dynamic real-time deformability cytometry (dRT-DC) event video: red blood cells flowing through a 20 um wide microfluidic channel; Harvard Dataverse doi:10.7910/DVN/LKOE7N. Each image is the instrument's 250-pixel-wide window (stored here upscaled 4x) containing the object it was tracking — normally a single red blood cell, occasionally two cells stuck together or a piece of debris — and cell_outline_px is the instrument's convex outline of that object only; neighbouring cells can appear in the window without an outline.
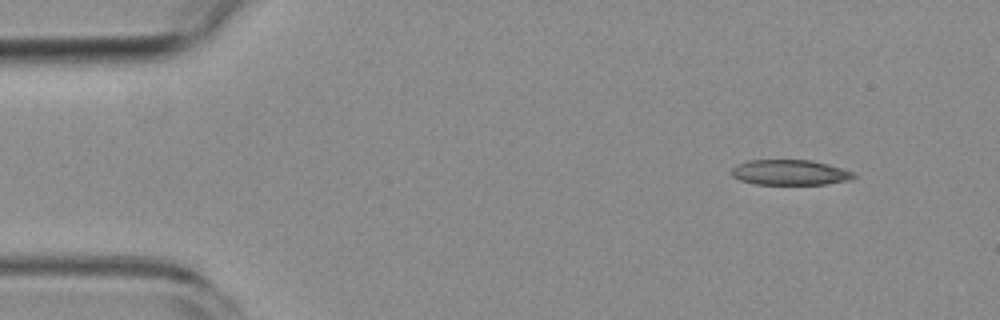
{"species": "common noctule bat (a hibernating species)", "species_latin": "Nyctalus noctula", "temperature_condition": "room temperature", "stored_images_in_passage": 4, "camera_frame_rate_fps": 3000, "um_per_image_px": 0.085, "animal": {"sex": "female", "body_mass_g": 19.3, "forearm_length_mm": 54.1}, "frame": {"image": 1, "passage_image": 1, "time_ms": 0.0, "image_size_px": [1000, 320], "cell_outline_px": [[856, 176], [848, 180], [824, 184], [752, 184], [740, 180], [732, 176], [728, 172], [732, 168], [748, 160], [812, 160], [828, 164], [856, 172]], "centroid_in_image_um": [67.13, 14.66], "position_along_channel_um": 17.9, "area_um2": 18.09}}
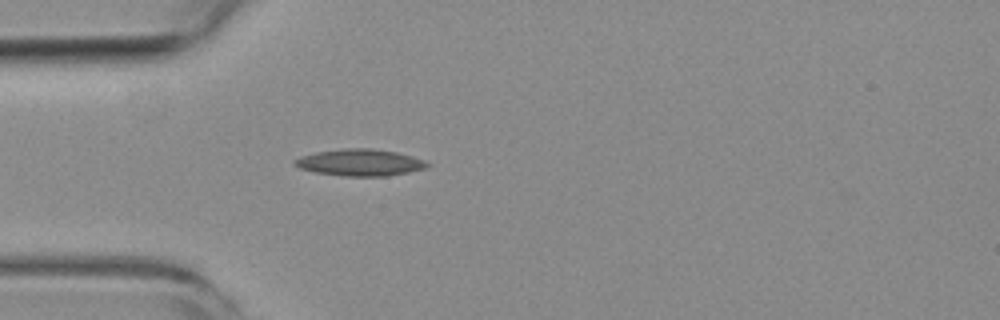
{"frame": {"image": 2, "passage_image": 4, "time_ms": 3.333, "image_size_px": [1000, 320], "cell_outline_px": [[432, 164], [424, 168], [408, 172], [388, 176], [344, 176], [316, 172], [300, 168], [292, 164], [292, 160], [300, 156], [316, 152], [344, 148], [372, 148], [396, 152], [412, 156], [424, 160]], "centroid_in_image_um": [30.58, 13.81], "position_along_channel_um": 54.4, "area_um2": 20.69}}